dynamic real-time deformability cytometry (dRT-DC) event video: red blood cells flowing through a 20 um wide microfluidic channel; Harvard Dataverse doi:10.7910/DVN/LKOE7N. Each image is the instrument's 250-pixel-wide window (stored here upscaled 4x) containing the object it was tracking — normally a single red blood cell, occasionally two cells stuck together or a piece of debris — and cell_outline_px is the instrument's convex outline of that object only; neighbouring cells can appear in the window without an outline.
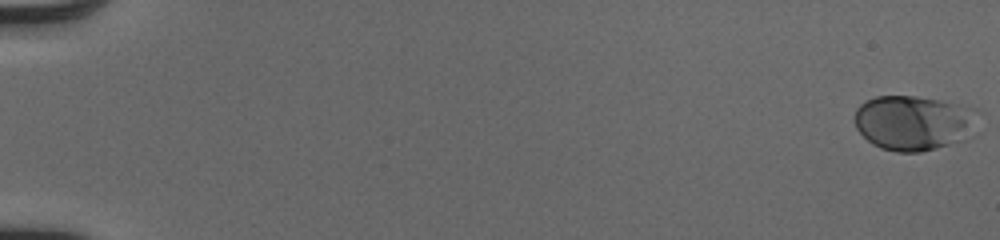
{"species": "human", "species_latin": "Homo sapiens", "temperature_condition": "cold", "stored_images_in_passage": 53, "camera_frame_rate_fps": 3000, "um_per_image_px": 0.085, "donor": {"sex": "male"}, "frame": {"image": 1, "passage_image": 1, "time_ms": 0.0, "image_size_px": [1000, 240], "cell_outline_px": [[984, 112], [976, 136], [964, 140], [936, 148], [920, 152], [896, 152], [880, 148], [872, 144], [856, 128], [856, 108], [860, 104], [876, 96], [916, 96], [940, 100], [976, 108]], "centroid_in_image_um": [77.83, 10.44], "position_along_channel_um": 7.2, "area_um2": 40.69}}
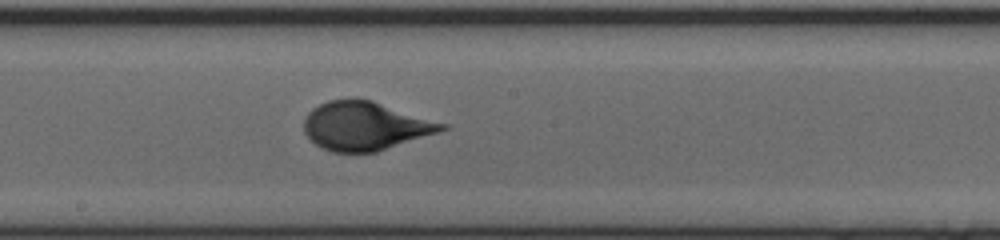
{"frame": {"image": 2, "passage_image": 31, "time_ms": 10.0, "image_size_px": [1000, 240], "cell_outline_px": [[448, 128], [440, 132], [376, 152], [332, 152], [316, 144], [304, 132], [304, 116], [312, 108], [328, 100], [356, 96], [372, 100], [448, 124]], "centroid_in_image_um": [31.04, 10.68], "position_along_channel_um": 217.2, "area_um2": 39.42}}
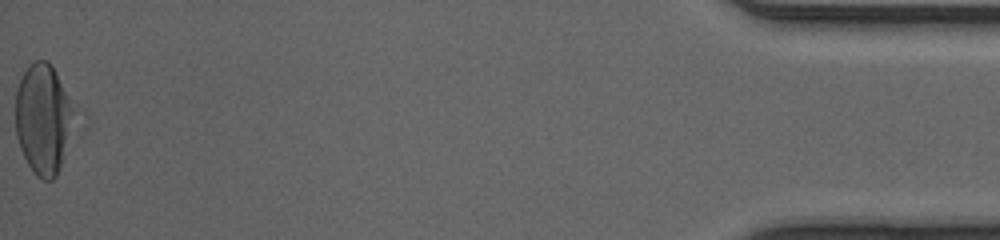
{"frame": {"image": 3, "passage_image": 53, "time_ms": 17.333, "image_size_px": [1000, 240], "cell_outline_px": [[72, 112], [60, 168], [56, 176], [52, 180], [44, 180], [36, 176], [28, 164], [20, 148], [16, 136], [16, 92], [20, 80], [24, 72], [36, 60], [48, 60], [68, 100]], "centroid_in_image_um": [3.58, 10.15], "position_along_channel_um": 431.6, "area_um2": 35.66}, "authors_computed_cell_mechanics": {"area_um2": 37.5122, "velocity_mm_per_s": 4.1006, "shape_relaxation_time_tau1_ms": 3.9903, "shape_relaxation_time_tau2_ms": null, "deformation_change_tau1": 0.1885, "deformation_change_tau2": null}}